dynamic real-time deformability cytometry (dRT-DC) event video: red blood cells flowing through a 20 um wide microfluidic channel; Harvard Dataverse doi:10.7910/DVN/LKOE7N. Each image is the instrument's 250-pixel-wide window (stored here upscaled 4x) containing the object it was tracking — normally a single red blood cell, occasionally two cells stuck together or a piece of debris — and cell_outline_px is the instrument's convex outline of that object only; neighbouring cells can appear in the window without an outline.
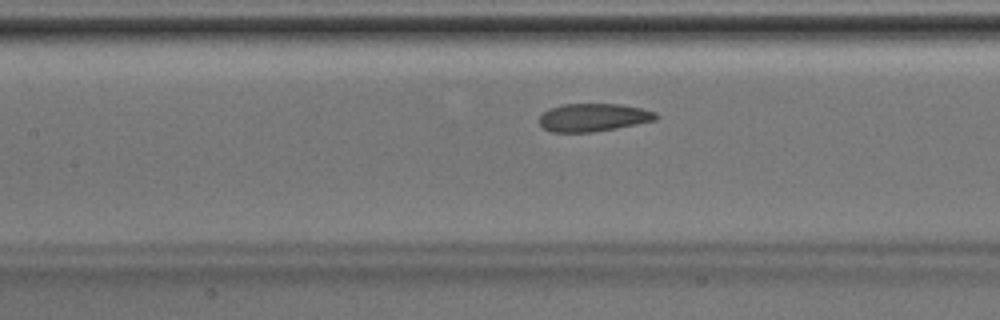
{"species": "Egyptian fruit bat (a non-hibernating species)", "species_latin": "Rousettus aegyptiacus", "temperature_condition": "room temperature", "stored_images_in_passage": 30, "camera_frame_rate_fps": 3000, "um_per_image_px": 0.085, "animal": {"sex": "male"}, "frame": {"image": 1, "passage_image": 13, "time_ms": 4.0, "image_size_px": [1000, 320], "cell_outline_px": [[660, 116], [656, 120], [616, 128], [592, 132], [552, 132], [544, 128], [540, 124], [540, 116], [548, 108], [560, 104], [620, 104], [640, 108], [656, 112]], "centroid_in_image_um": [50.43, 9.97], "position_along_channel_um": 157.0, "area_um2": 19.02}}